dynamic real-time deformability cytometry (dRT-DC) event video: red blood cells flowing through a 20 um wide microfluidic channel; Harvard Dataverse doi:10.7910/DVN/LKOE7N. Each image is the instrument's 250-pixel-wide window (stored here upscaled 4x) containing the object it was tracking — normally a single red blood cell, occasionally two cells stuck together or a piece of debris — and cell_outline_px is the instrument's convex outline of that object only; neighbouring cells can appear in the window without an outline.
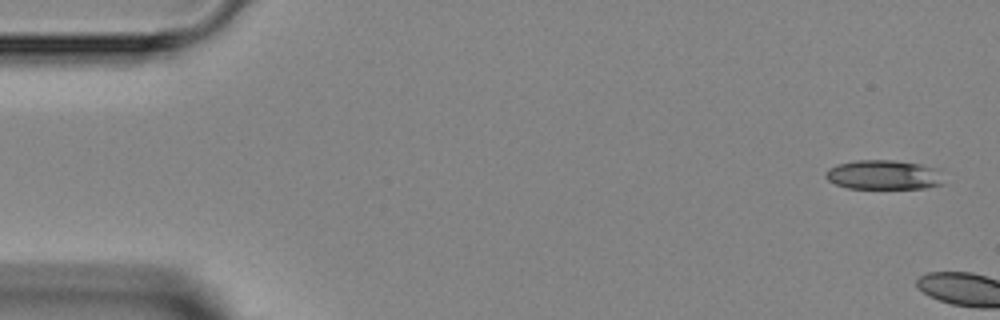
{"species": "Egyptian fruit bat (a non-hibernating species)", "species_latin": "Rousettus aegyptiacus", "temperature_condition": "room temperature", "stored_images_in_passage": 2, "camera_frame_rate_fps": 3000, "um_per_image_px": 0.085, "animal": {"sex": "female"}, "frame": {"image": 1, "passage_image": 1, "time_ms": 0.0, "image_size_px": [1000, 320], "cell_outline_px": [[944, 184], [924, 188], [848, 188], [836, 184], [828, 180], [824, 176], [824, 172], [828, 168], [836, 164], [856, 160], [896, 160], [944, 168]], "centroid_in_image_um": [75.19, 14.85], "position_along_channel_um": 9.8, "area_um2": 20.87}}